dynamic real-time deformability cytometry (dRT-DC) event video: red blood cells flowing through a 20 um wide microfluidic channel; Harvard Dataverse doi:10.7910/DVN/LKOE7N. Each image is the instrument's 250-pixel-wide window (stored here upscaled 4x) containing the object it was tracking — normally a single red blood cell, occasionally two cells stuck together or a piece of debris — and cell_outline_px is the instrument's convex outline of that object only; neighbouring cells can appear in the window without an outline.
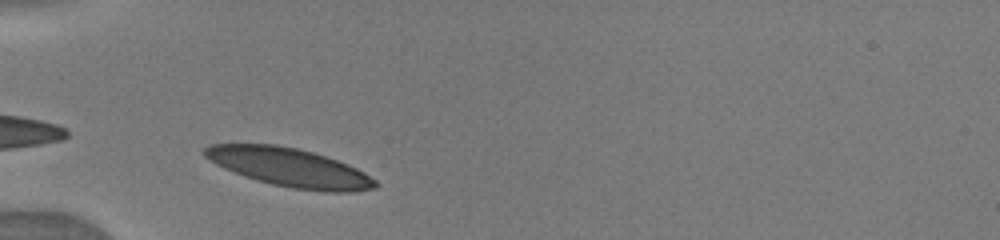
{"species": "human", "species_latin": "Homo sapiens", "temperature_condition": "warm", "stored_images_in_passage": 15, "camera_frame_rate_fps": 3000, "um_per_image_px": 0.085, "donor": {"sex": "male"}, "frame": {"image": 1, "passage_image": 1, "time_ms": 0.0, "image_size_px": [1000, 240], "cell_outline_px": [[380, 184], [376, 188], [352, 192], [324, 192], [292, 188], [272, 184], [244, 176], [224, 168], [216, 164], [204, 156], [200, 152], [204, 148], [212, 144], [276, 144], [296, 148], [312, 152], [348, 164], [364, 172], [376, 180]], "centroid_in_image_um": [24.62, 14.24], "position_along_channel_um": 60.4, "area_um2": 38.32}}
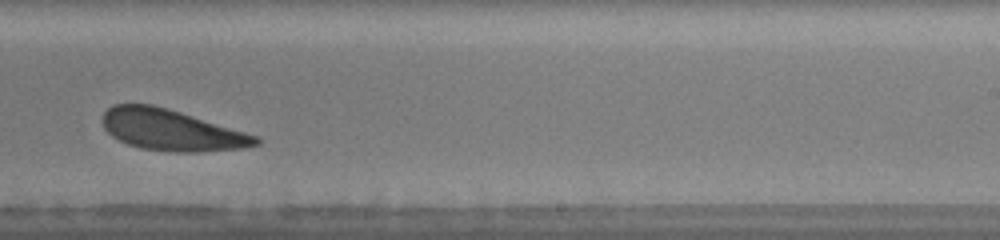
{"frame": {"image": 2, "passage_image": 13, "time_ms": 5.667, "image_size_px": [1000, 240], "cell_outline_px": [[260, 144], [244, 148], [200, 152], [172, 152], [140, 148], [128, 144], [112, 136], [104, 128], [104, 112], [112, 104], [152, 104], [168, 108], [260, 136]], "centroid_in_image_um": [14.62, 11.06], "position_along_channel_um": 274.4, "area_um2": 36.82}}